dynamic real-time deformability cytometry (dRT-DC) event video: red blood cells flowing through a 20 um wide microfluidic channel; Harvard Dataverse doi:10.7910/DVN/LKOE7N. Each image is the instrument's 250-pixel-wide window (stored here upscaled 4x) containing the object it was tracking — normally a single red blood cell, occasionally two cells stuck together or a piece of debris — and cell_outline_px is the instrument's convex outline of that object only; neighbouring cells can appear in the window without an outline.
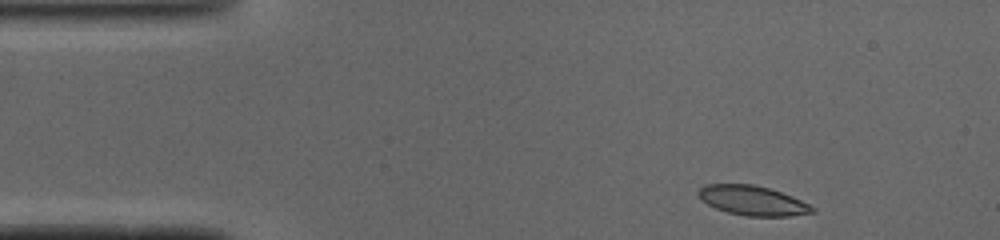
{"species": "common noctule bat (a hibernating species)", "species_latin": "Nyctalus noctula", "temperature_condition": "cold", "stored_images_in_passage": 43, "camera_frame_rate_fps": 3000, "um_per_image_px": 0.085, "animal": {"sex": "male", "body_mass_g": 19.0, "forearm_length_mm": 50.8}, "frame": {"image": 1, "passage_image": 1, "time_ms": 0.0, "image_size_px": [1000, 240], "cell_outline_px": [[816, 212], [788, 216], [748, 216], [728, 212], [716, 208], [700, 200], [696, 192], [700, 188], [708, 184], [752, 184], [768, 188], [792, 196], [816, 208]], "centroid_in_image_um": [63.95, 17.05], "position_along_channel_um": 21.0, "area_um2": 19.54}}
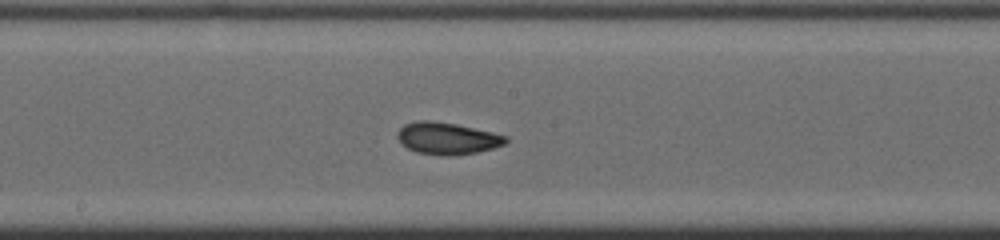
{"frame": {"image": 2, "passage_image": 20, "time_ms": 6.333, "image_size_px": [1000, 240], "cell_outline_px": [[508, 140], [504, 144], [492, 148], [476, 152], [452, 156], [440, 156], [416, 152], [408, 148], [396, 136], [400, 128], [404, 124], [416, 120], [432, 120], [456, 124], [492, 132], [508, 136]], "centroid_in_image_um": [38.0, 11.76], "position_along_channel_um": 210.2, "area_um2": 20.17}}
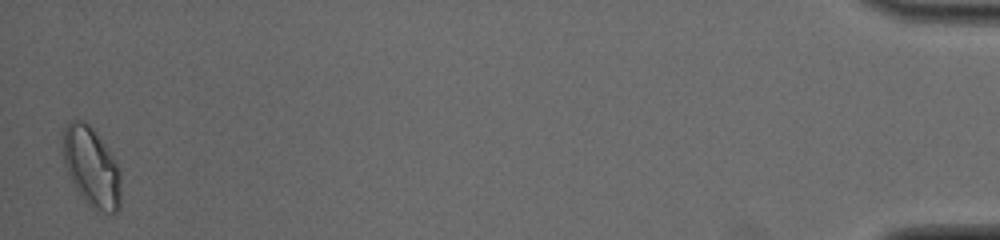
{"frame": {"image": 3, "passage_image": 43, "time_ms": 14.0, "image_size_px": [1000, 240], "cell_outline_px": [[120, 208], [112, 216], [92, 208], [80, 196], [68, 176], [64, 164], [60, 148], [64, 128], [72, 120], [84, 120], [96, 132], [108, 148], [120, 172]], "centroid_in_image_um": [7.74, 14.21], "position_along_channel_um": 427.5, "area_um2": 27.46}, "authors_computed_cell_mechanics": {"area_um2": 19.941, "velocity_mm_per_s": 4.0839, "shape_relaxation_time_tau1_ms": 9.7965, "shape_relaxation_time_tau2_ms": 1.386, "deformation_change_tau1": 0.2264, "deformation_change_tau2": 0.0515}}